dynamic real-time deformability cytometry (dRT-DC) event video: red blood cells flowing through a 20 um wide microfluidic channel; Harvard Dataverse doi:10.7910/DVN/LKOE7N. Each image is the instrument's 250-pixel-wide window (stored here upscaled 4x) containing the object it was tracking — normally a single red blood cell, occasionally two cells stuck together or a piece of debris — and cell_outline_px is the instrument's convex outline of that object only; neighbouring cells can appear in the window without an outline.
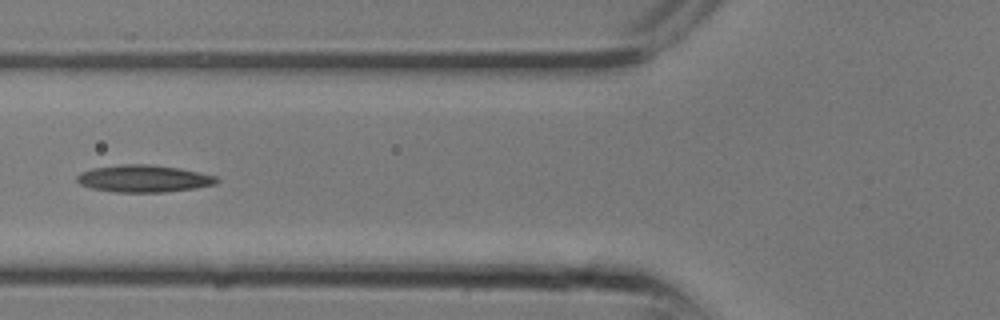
{"species": "common noctule bat (a hibernating species)", "species_latin": "Nyctalus noctula", "temperature_condition": "room temperature", "stored_images_in_passage": 11, "camera_frame_rate_fps": 3000, "um_per_image_px": 0.085, "animal": {"sex": "male", "body_mass_g": 13.3}, "frame": {"image": 1, "passage_image": 10, "time_ms": 3.0, "image_size_px": [1000, 320], "cell_outline_px": [[220, 180], [216, 184], [196, 188], [164, 192], [116, 192], [92, 188], [80, 184], [76, 180], [76, 176], [80, 172], [92, 168], [120, 164], [148, 164], [180, 168], [216, 176]], "centroid_in_image_um": [12.21, 15.17], "position_along_channel_um": 113.6, "area_um2": 22.2}}